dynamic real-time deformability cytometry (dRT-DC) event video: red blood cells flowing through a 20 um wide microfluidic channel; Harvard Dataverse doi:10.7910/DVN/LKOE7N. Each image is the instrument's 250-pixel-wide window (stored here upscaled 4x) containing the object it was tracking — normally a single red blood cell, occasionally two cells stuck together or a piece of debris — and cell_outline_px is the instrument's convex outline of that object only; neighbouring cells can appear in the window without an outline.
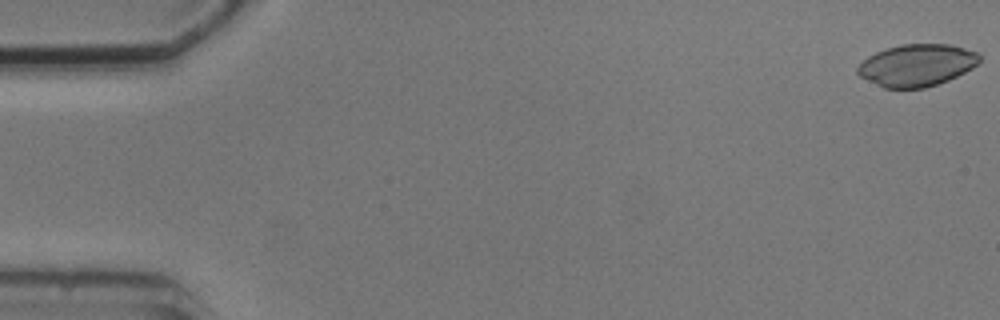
{"species": "common noctule bat (a hibernating species)", "species_latin": "Nyctalus noctula", "temperature_condition": "cold", "stored_images_in_passage": 4, "camera_frame_rate_fps": 3000, "um_per_image_px": 0.085, "animal": {"sex": "male", "body_mass_g": 20.5, "forearm_length_mm": 52.5}, "frame": {"image": 1, "passage_image": 1, "time_ms": 0.0, "image_size_px": [1000, 320], "cell_outline_px": [[980, 60], [972, 68], [948, 80], [924, 88], [884, 88], [860, 76], [856, 72], [856, 68], [868, 56], [876, 52], [900, 44], [948, 44], [980, 52]], "centroid_in_image_um": [77.93, 5.53], "position_along_channel_um": 7.1, "area_um2": 29.71}}